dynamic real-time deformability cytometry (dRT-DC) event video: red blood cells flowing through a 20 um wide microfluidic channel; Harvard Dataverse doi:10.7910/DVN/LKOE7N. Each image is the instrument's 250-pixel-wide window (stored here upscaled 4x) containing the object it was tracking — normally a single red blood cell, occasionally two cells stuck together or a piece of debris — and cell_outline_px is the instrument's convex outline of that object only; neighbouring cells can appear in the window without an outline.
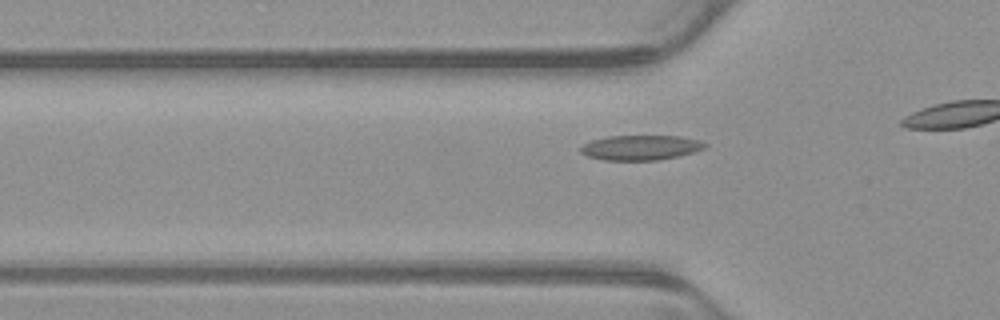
{"species": "common noctule bat (a hibernating species)", "species_latin": "Nyctalus noctula", "temperature_condition": "warm", "stored_images_in_passage": 19, "camera_frame_rate_fps": 3000, "um_per_image_px": 0.085, "animal": {"sex": "male", "body_mass_g": 23.1, "forearm_length_mm": 52.7}, "frame": {"image": 1, "passage_image": 14, "time_ms": 4.333, "image_size_px": [1000, 320], "cell_outline_px": [[708, 144], [704, 148], [692, 152], [676, 156], [656, 160], [604, 160], [588, 156], [580, 152], [580, 148], [584, 144], [592, 140], [608, 136], [680, 136], [700, 140]], "centroid_in_image_um": [54.44, 12.54], "position_along_channel_um": 71.4, "area_um2": 17.86}}